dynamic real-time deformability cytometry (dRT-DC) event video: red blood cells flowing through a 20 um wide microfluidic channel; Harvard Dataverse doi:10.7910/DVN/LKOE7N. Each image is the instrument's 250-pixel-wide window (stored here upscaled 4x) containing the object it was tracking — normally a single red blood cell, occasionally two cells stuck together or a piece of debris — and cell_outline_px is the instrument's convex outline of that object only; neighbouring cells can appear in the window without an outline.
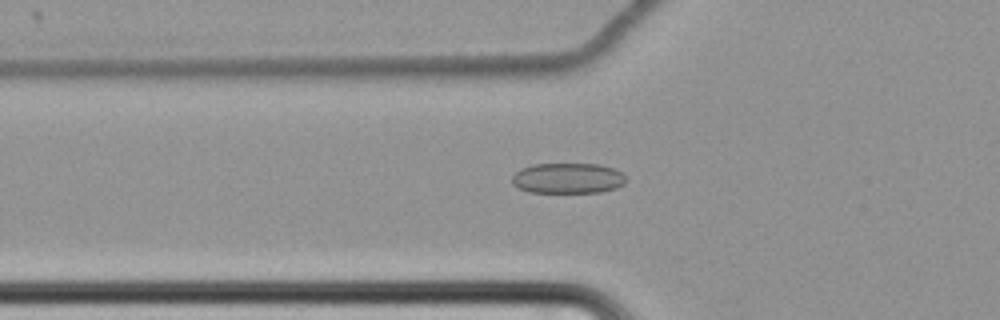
{"species": "common noctule bat (a hibernating species)", "species_latin": "Nyctalus noctula", "temperature_condition": "cold", "stored_images_in_passage": 65, "camera_frame_rate_fps": 3000, "um_per_image_px": 0.085, "animal": {"sex": "female", "body_mass_g": 22.7, "forearm_length_mm": 54.2}, "frame": {"image": 1, "passage_image": 26, "time_ms": 8.333, "image_size_px": [1000, 320], "cell_outline_px": [[628, 180], [624, 184], [616, 188], [600, 192], [528, 192], [512, 184], [512, 176], [520, 168], [532, 164], [600, 164], [616, 168], [624, 172]], "centroid_in_image_um": [48.32, 15.14], "position_along_channel_um": 77.5, "area_um2": 20.58}}
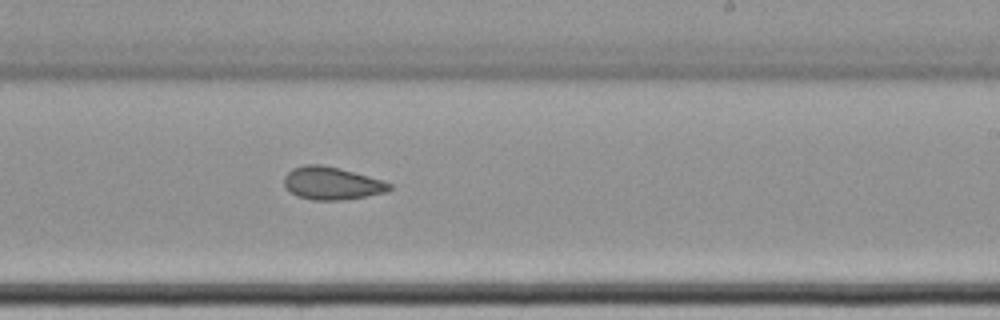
{"frame": {"image": 2, "passage_image": 42, "time_ms": 13.667, "image_size_px": [1000, 320], "cell_outline_px": [[392, 188], [388, 192], [368, 196], [340, 200], [312, 200], [296, 196], [284, 184], [284, 176], [292, 168], [304, 164], [320, 164], [340, 168], [384, 180], [392, 184]], "centroid_in_image_um": [28.23, 15.57], "position_along_channel_um": 260.8, "area_um2": 20.29}}
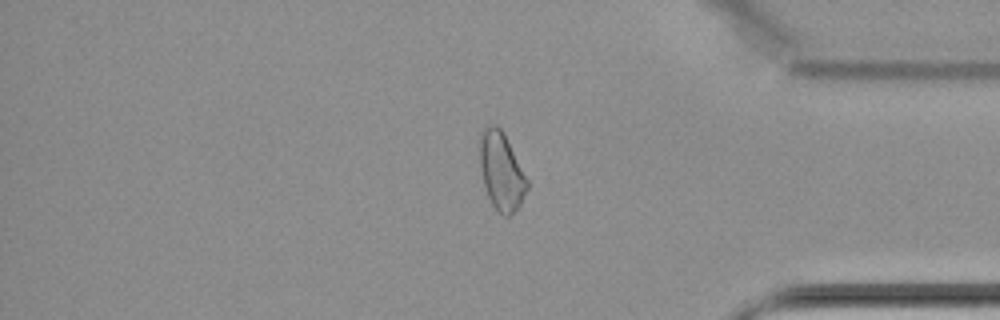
{"frame": {"image": 3, "passage_image": 55, "time_ms": 18.0, "image_size_px": [1000, 320], "cell_outline_px": [[528, 188], [520, 204], [508, 216], [504, 216], [496, 212], [488, 196], [484, 184], [480, 164], [480, 132], [488, 124], [496, 124], [504, 132], [528, 180]], "centroid_in_image_um": [42.61, 14.53], "position_along_channel_um": 392.6, "area_um2": 21.44}, "authors_computed_cell_mechanics": {"area_um2": 22.1374, "velocity_mm_per_s": 3.4522, "shape_relaxation_time_tau1_ms": null, "shape_relaxation_time_tau2_ms": 6.6338, "deformation_change_tau1": null, "deformation_change_tau2": 0.1219}}